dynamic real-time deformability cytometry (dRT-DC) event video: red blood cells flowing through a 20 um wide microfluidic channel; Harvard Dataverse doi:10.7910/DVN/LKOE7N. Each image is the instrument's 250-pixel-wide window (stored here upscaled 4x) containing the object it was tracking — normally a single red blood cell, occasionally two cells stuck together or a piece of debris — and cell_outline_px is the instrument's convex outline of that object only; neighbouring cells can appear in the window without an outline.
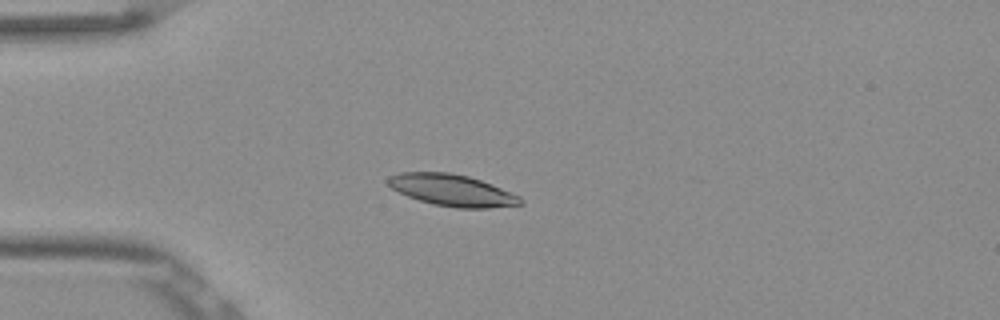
{"species": "Egyptian fruit bat (a non-hibernating species)", "species_latin": "Rousettus aegyptiacus", "temperature_condition": "room temperature", "stored_images_in_passage": 40, "camera_frame_rate_fps": 3000, "um_per_image_px": 0.085, "frame": {"image": 1, "passage_image": 1, "time_ms": 0.0, "image_size_px": [1000, 320], "cell_outline_px": [[524, 204], [488, 208], [456, 208], [432, 204], [408, 196], [392, 188], [384, 180], [388, 176], [400, 172], [448, 172], [468, 176], [480, 180], [520, 196], [524, 200]], "centroid_in_image_um": [38.41, 16.17], "position_along_channel_um": 46.6, "area_um2": 24.39}}
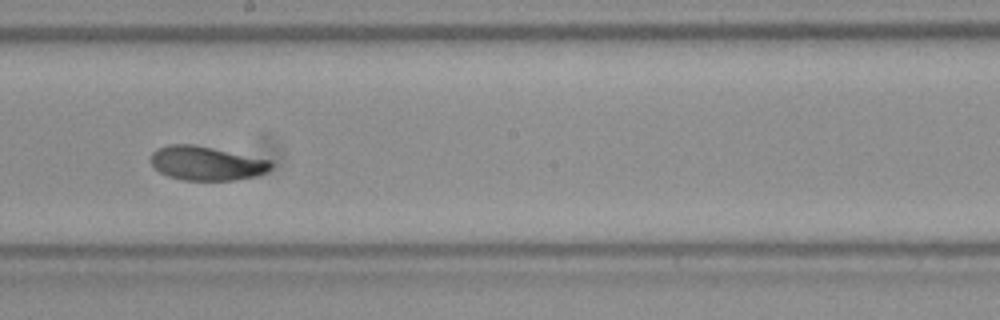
{"frame": {"image": 2, "passage_image": 17, "time_ms": 5.333, "image_size_px": [1000, 320], "cell_outline_px": [[272, 168], [268, 172], [256, 176], [236, 180], [184, 180], [168, 176], [160, 172], [152, 164], [152, 152], [156, 148], [168, 144], [192, 144], [272, 160]], "centroid_in_image_um": [17.58, 13.88], "position_along_channel_um": 230.6, "area_um2": 23.87}}
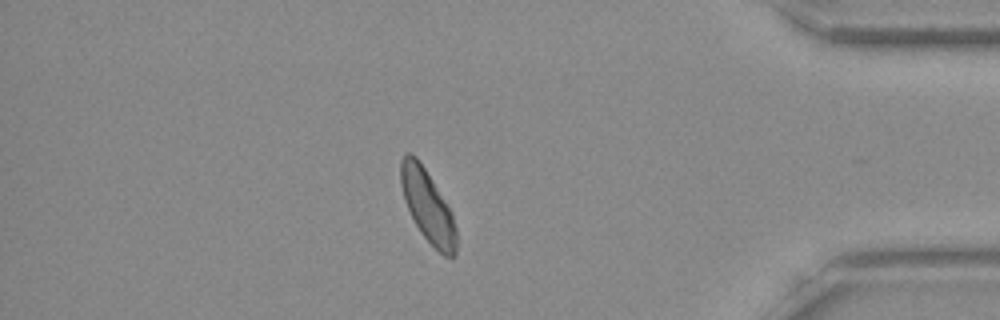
{"frame": {"image": 3, "passage_image": 33, "time_ms": 10.667, "image_size_px": [1000, 320], "cell_outline_px": [[456, 256], [444, 256], [420, 232], [404, 200], [400, 184], [400, 160], [404, 152], [412, 152], [416, 156], [432, 180], [452, 212], [456, 228]], "centroid_in_image_um": [36.33, 17.47], "position_along_channel_um": 398.9, "area_um2": 23.18}, "authors_computed_cell_mechanics": {"area_um2": 24.0737, "velocity_mm_per_s": 3.7961, "shape_relaxation_time_tau1_ms": 3.8389, "shape_relaxation_time_tau2_ms": 1.1266, "deformation_change_tau1": 0.1327, "deformation_change_tau2": 0.051}}